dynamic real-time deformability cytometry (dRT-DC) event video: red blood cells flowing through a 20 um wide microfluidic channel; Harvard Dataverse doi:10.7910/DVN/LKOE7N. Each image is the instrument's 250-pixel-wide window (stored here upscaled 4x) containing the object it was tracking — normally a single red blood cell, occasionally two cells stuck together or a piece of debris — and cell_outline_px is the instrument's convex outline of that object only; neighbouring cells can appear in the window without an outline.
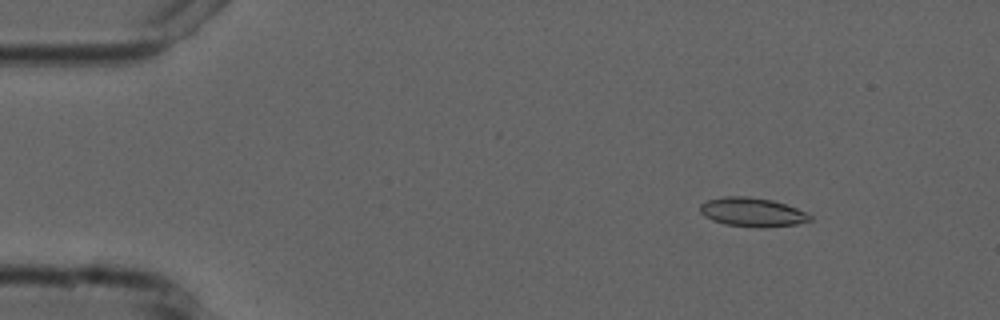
{"species": "common noctule bat (a hibernating species)", "species_latin": "Nyctalus noctula", "temperature_condition": "cold", "stored_images_in_passage": 53, "camera_frame_rate_fps": 3000, "um_per_image_px": 0.085, "animal": {"sex": "male", "forearm_length_mm": 52.5}, "frame": {"image": 1, "passage_image": 6, "time_ms": 1.667, "image_size_px": [1000, 320], "cell_outline_px": [[812, 220], [796, 224], [760, 228], [756, 228], [724, 224], [712, 220], [704, 216], [700, 212], [700, 204], [708, 200], [724, 196], [744, 196], [772, 200], [808, 212], [812, 216]], "centroid_in_image_um": [63.94, 18.04], "position_along_channel_um": 21.1, "area_um2": 18.61}}
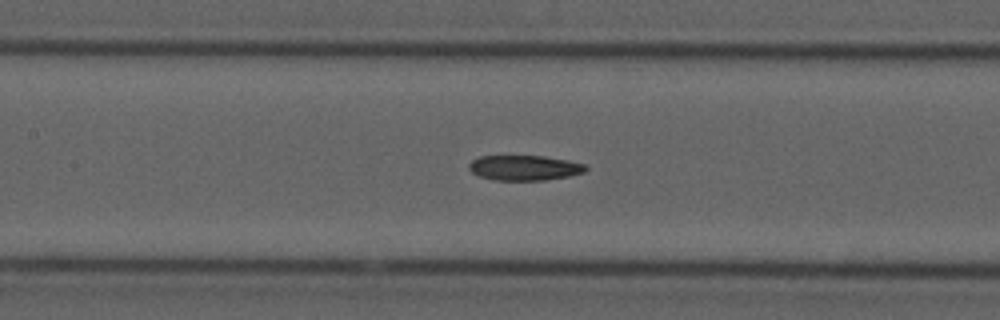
{"frame": {"image": 2, "passage_image": 24, "time_ms": 7.667, "image_size_px": [1000, 320], "cell_outline_px": [[588, 168], [584, 172], [568, 176], [544, 180], [492, 180], [480, 176], [472, 172], [468, 168], [468, 164], [472, 160], [480, 156], [544, 156], [568, 160], [584, 164]], "centroid_in_image_um": [44.56, 14.26], "position_along_channel_um": 162.8, "area_um2": 17.05}}
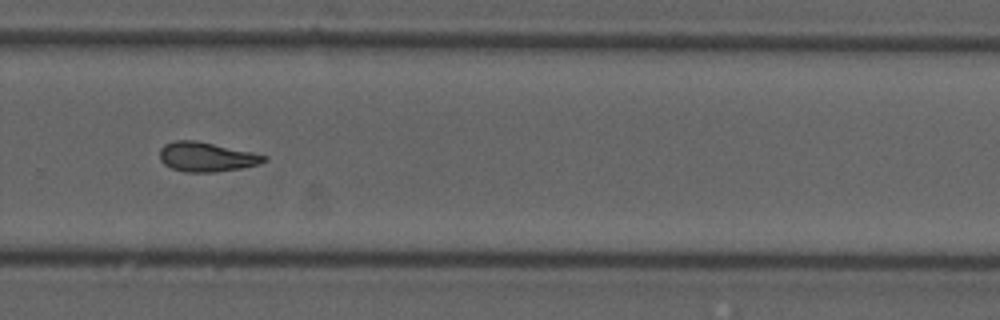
{"frame": {"image": 3, "passage_image": 36, "time_ms": 11.667, "image_size_px": [1000, 320], "cell_outline_px": [[268, 160], [260, 164], [240, 168], [216, 172], [184, 172], [172, 168], [164, 164], [160, 160], [160, 148], [164, 144], [176, 140], [196, 140], [252, 152], [268, 156]], "centroid_in_image_um": [17.55, 13.33], "position_along_channel_um": 312.2, "area_um2": 17.98}, "authors_computed_cell_mechanics": {"area_um2": 17.9758, "velocity_mm_per_s": 3.7532, "shape_relaxation_time_tau1_ms": 10.3271, "shape_relaxation_time_tau2_ms": 4.4352, "deformation_change_tau1": 0.1986, "deformation_change_tau2": 0.1294}}